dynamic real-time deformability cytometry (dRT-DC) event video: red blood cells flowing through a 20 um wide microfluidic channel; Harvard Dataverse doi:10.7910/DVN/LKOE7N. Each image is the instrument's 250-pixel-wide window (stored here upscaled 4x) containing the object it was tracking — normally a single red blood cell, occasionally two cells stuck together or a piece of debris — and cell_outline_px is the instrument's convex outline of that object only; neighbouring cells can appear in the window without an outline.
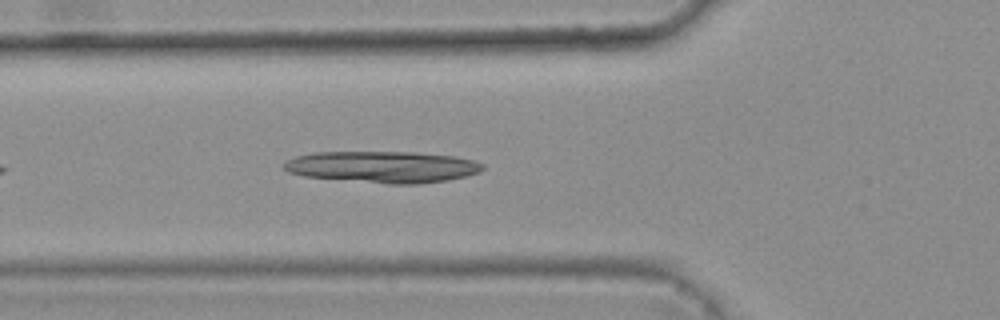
{"species": "common noctule bat (a hibernating species)", "species_latin": "Nyctalus noctula", "temperature_condition": "warm", "stored_images_in_passage": 15, "camera_frame_rate_fps": 3000, "um_per_image_px": 0.085, "animal": {"sex": "female", "body_mass_g": 25.1}, "frame": {"image": 1, "passage_image": 7, "time_ms": 2.0, "image_size_px": [1000, 320], "cell_outline_px": [[484, 168], [480, 172], [448, 180], [420, 184], [388, 184], [304, 176], [288, 172], [284, 168], [284, 164], [288, 160], [296, 156], [316, 152], [412, 152], [456, 156], [476, 160], [484, 164]], "centroid_in_image_um": [32.58, 14.18], "position_along_channel_um": 93.2, "area_um2": 36.59}}
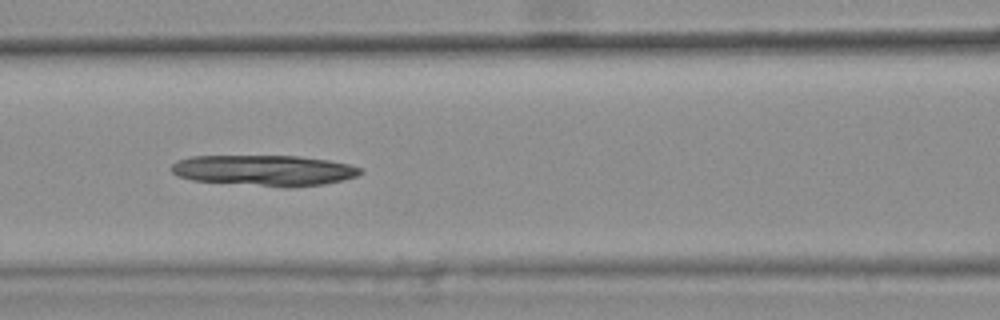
{"frame": {"image": 2, "passage_image": 11, "time_ms": 3.333, "image_size_px": [1000, 320], "cell_outline_px": [[364, 172], [356, 176], [324, 184], [292, 188], [284, 188], [192, 180], [176, 176], [172, 172], [172, 164], [176, 160], [192, 156], [300, 156], [328, 160], [348, 164], [360, 168]], "centroid_in_image_um": [22.44, 14.49], "position_along_channel_um": 144.2, "area_um2": 34.1}}